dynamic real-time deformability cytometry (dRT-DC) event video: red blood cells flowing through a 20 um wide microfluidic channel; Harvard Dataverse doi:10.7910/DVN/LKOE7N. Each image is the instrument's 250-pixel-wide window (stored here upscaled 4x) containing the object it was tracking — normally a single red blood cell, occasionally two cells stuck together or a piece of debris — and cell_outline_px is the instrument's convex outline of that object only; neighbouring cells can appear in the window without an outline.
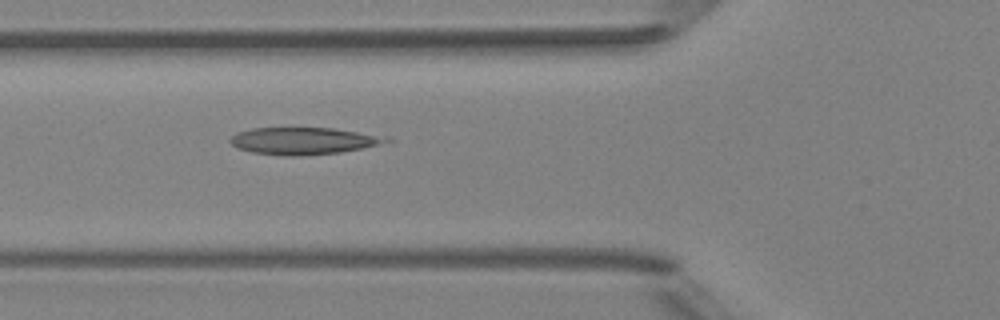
{"species": "Egyptian fruit bat (a non-hibernating species)", "species_latin": "Rousettus aegyptiacus", "temperature_condition": "room temperature", "stored_images_in_passage": 6, "camera_frame_rate_fps": 3000, "um_per_image_px": 0.085, "animal": {"sex": "female"}, "frame": {"image": 1, "passage_image": 6, "time_ms": 5.667, "image_size_px": [1000, 320], "cell_outline_px": [[396, 140], [360, 148], [340, 152], [292, 156], [284, 156], [252, 152], [236, 148], [228, 140], [236, 132], [252, 128], [332, 128], [392, 136]], "centroid_in_image_um": [25.83, 11.96], "position_along_channel_um": 100.0, "area_um2": 24.74}}